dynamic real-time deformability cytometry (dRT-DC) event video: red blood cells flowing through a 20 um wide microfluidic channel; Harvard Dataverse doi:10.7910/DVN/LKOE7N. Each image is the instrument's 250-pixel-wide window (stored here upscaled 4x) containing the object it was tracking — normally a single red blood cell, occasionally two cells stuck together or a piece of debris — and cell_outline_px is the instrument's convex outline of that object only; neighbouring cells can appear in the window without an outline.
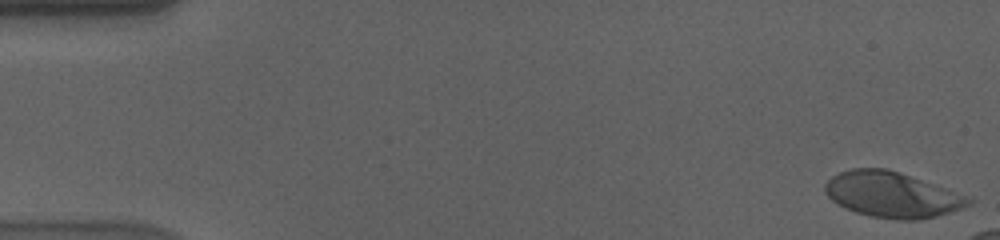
{"species": "human", "species_latin": "Homo sapiens", "temperature_condition": "cold", "stored_images_in_passage": 16, "camera_frame_rate_fps": 3000, "um_per_image_px": 0.085, "donor": {"sex": "male"}, "frame": {"image": 1, "passage_image": 1, "time_ms": 0.0, "image_size_px": [1000, 240], "cell_outline_px": [[972, 204], [936, 216], [920, 220], [896, 220], [872, 216], [856, 212], [832, 200], [824, 192], [824, 184], [832, 176], [840, 172], [852, 168], [888, 168], [972, 196]], "centroid_in_image_um": [75.86, 16.53], "position_along_channel_um": 9.1, "area_um2": 38.21}}